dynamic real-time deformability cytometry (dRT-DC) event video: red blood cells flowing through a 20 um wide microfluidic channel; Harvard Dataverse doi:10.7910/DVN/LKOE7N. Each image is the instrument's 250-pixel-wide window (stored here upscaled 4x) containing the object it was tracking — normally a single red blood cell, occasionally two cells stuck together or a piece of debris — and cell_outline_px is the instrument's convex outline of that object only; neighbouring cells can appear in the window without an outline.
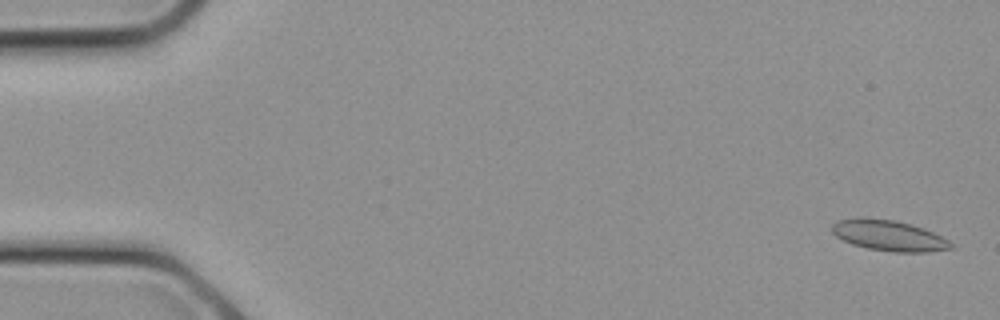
{"species": "common noctule bat (a hibernating species)", "species_latin": "Nyctalus noctula", "temperature_condition": "cold", "stored_images_in_passage": 8, "camera_frame_rate_fps": 3000, "um_per_image_px": 0.085, "animal": {"sex": "female", "body_mass_g": 21.9}, "frame": {"image": 1, "passage_image": 1, "time_ms": 0.0, "image_size_px": [1000, 320], "cell_outline_px": [[952, 248], [928, 252], [892, 252], [868, 248], [852, 244], [836, 236], [832, 232], [832, 224], [836, 220], [860, 216], [896, 220], [912, 224], [924, 228], [948, 240], [952, 244]], "centroid_in_image_um": [75.51, 19.99], "position_along_channel_um": 9.5, "area_um2": 21.44}}
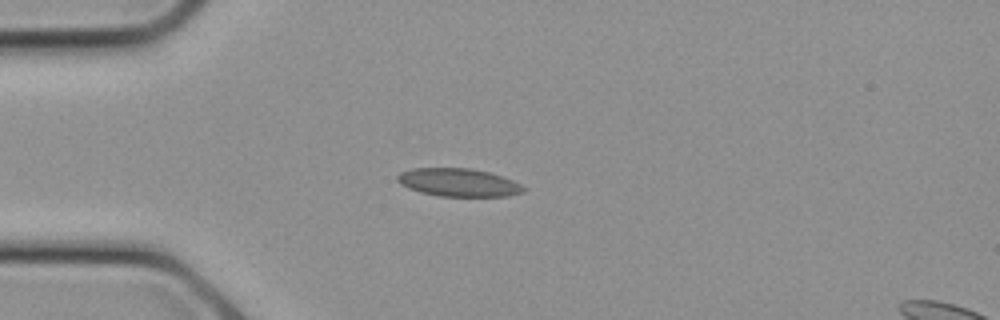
{"frame": {"image": 2, "passage_image": 7, "time_ms": 2.0, "image_size_px": [1000, 320], "cell_outline_px": [[528, 188], [524, 192], [508, 196], [440, 196], [420, 192], [408, 188], [400, 184], [396, 180], [396, 176], [400, 172], [412, 168], [472, 168], [488, 172], [512, 180]], "centroid_in_image_um": [38.96, 15.51], "position_along_channel_um": 46.0, "area_um2": 20.69}}